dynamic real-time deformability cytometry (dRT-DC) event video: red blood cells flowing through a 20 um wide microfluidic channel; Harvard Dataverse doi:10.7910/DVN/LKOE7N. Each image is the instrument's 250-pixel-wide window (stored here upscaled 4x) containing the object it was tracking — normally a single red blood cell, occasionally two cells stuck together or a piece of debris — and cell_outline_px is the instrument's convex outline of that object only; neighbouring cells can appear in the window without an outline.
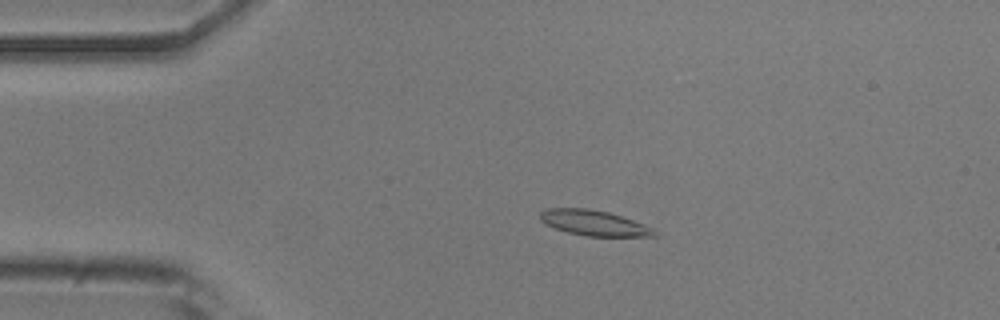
{"species": "common noctule bat (a hibernating species)", "species_latin": "Nyctalus noctula", "temperature_condition": "room temperature", "stored_images_in_passage": 52, "camera_frame_rate_fps": 3000, "um_per_image_px": 0.085, "animal": {"sex": "male", "body_mass_g": 20.5, "forearm_length_mm": 52.5}, "frame": {"image": 1, "passage_image": 11, "time_ms": 3.333, "image_size_px": [1000, 320], "cell_outline_px": [[660, 236], [584, 236], [568, 232], [544, 224], [540, 220], [540, 212], [544, 208], [588, 208], [608, 212], [656, 228], [660, 232]], "centroid_in_image_um": [50.52, 18.95], "position_along_channel_um": 34.5, "area_um2": 17.11}}
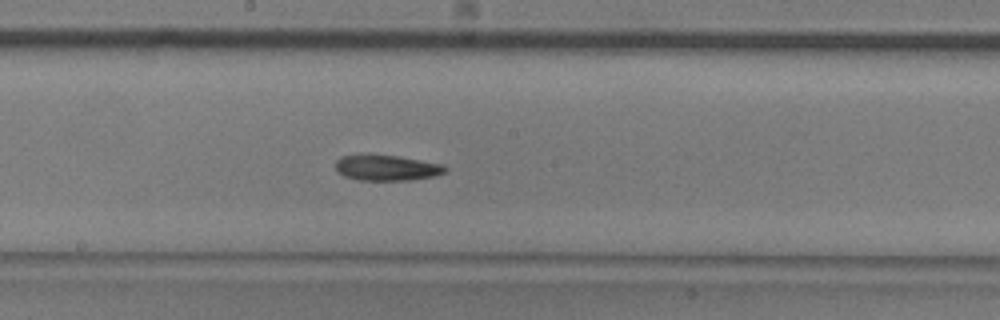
{"frame": {"image": 2, "passage_image": 28, "time_ms": 9.0, "image_size_px": [1000, 320], "cell_outline_px": [[448, 168], [444, 172], [436, 176], [412, 180], [360, 180], [344, 176], [336, 172], [336, 160], [340, 156], [396, 156], [440, 164]], "centroid_in_image_um": [32.86, 14.29], "position_along_channel_um": 215.3, "area_um2": 15.95}}
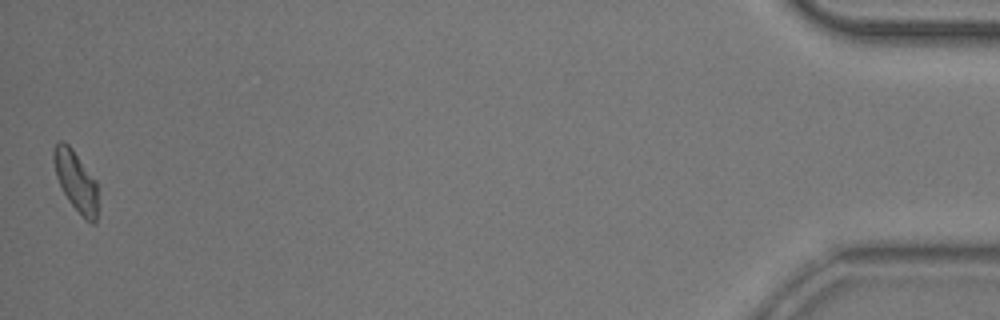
{"frame": {"image": 3, "passage_image": 52, "time_ms": 17.0, "image_size_px": [1000, 320], "cell_outline_px": [[96, 224], [92, 224], [84, 220], [68, 200], [56, 176], [52, 160], [52, 152], [56, 144], [60, 140], [64, 140], [72, 148], [96, 180]], "centroid_in_image_um": [6.42, 15.38], "position_along_channel_um": 428.8, "area_um2": 15.55}, "authors_computed_cell_mechanics": {"area_um2": 16.7042, "velocity_mm_per_s": 3.8615, "shape_relaxation_time_tau1_ms": 7.3901, "shape_relaxation_time_tau2_ms": 4.5779, "deformation_change_tau1": 0.1828, "deformation_change_tau2": 0.1143}}